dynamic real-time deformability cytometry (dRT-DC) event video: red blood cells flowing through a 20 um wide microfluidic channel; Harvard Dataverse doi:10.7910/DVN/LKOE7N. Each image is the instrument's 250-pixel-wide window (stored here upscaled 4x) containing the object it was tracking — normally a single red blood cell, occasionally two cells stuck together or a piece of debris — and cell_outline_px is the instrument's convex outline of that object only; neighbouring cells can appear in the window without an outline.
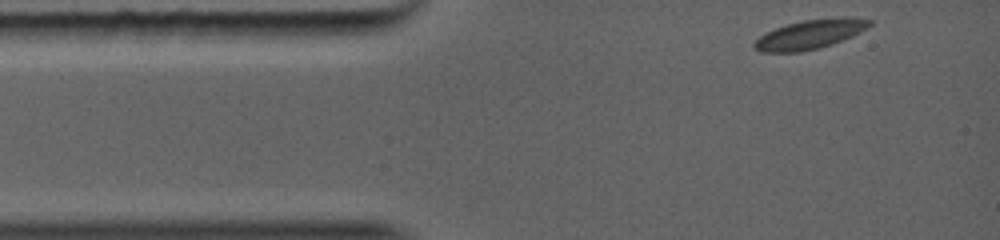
{"species": "common noctule bat (a hibernating species)", "species_latin": "Nyctalus noctula", "temperature_condition": "warm", "stored_images_in_passage": 27, "camera_frame_rate_fps": 5000, "um_per_image_px": 0.085, "animal": {"sex": "female", "body_mass_g": 19.0, "forearm_length_mm": 56.7}, "frame": {"image": 1, "passage_image": 1, "time_ms": 0.0, "image_size_px": [1000, 240], "cell_outline_px": [[872, 24], [852, 36], [832, 44], [800, 52], [760, 52], [752, 48], [752, 44], [760, 36], [776, 28], [788, 24], [804, 20], [844, 16], [848, 16], [872, 20]], "centroid_in_image_um": [68.84, 2.91], "position_along_channel_um": 16.2, "area_um2": 19.54}}
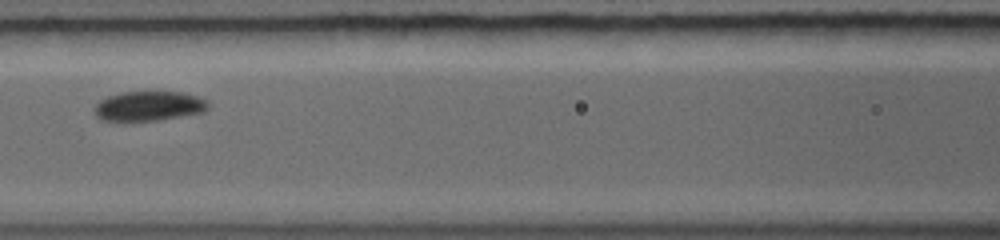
{"frame": {"image": 2, "passage_image": 11, "time_ms": 3.8, "image_size_px": [1000, 240], "cell_outline_px": [[208, 108], [200, 112], [172, 116], [140, 120], [120, 120], [100, 116], [96, 112], [96, 104], [100, 100], [108, 96], [120, 92], [184, 92], [208, 100]], "centroid_in_image_um": [12.69, 8.95], "position_along_channel_um": 153.9, "area_um2": 18.44}}
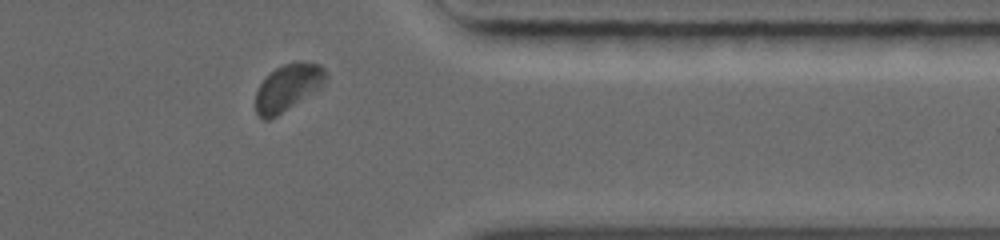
{"frame": {"image": 3, "passage_image": 24, "time_ms": 8.8, "image_size_px": [1000, 240], "cell_outline_px": [[328, 76], [324, 84], [280, 112], [272, 116], [260, 116], [256, 112], [256, 92], [260, 84], [276, 68], [284, 64], [300, 60], [320, 64], [324, 68]], "centroid_in_image_um": [24.51, 7.33], "position_along_channel_um": 386.9, "area_um2": 18.15}}